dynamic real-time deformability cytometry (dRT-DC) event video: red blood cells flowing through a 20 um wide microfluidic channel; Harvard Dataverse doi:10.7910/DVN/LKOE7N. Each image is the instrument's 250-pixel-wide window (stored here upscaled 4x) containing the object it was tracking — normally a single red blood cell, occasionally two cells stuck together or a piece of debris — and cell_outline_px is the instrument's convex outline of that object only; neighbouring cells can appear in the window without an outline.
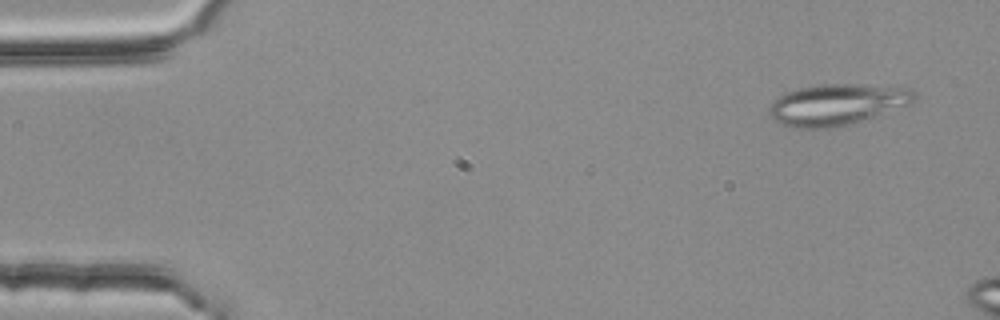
{"species": "common noctule bat (a hibernating species)", "species_latin": "Nyctalus noctula", "temperature_condition": "room temperature", "stored_images_in_passage": 3, "camera_frame_rate_fps": 3000, "um_per_image_px": 0.085, "animal": {"sex": "female", "body_mass_g": 25.1}, "frame": {"image": 1, "passage_image": 1, "time_ms": 0.0, "image_size_px": [1000, 320], "cell_outline_px": [[916, 100], [912, 104], [848, 124], [824, 128], [792, 128], [776, 120], [768, 112], [768, 108], [772, 100], [784, 92], [800, 88], [820, 84], [904, 84], [912, 88], [916, 92]], "centroid_in_image_um": [71.24, 8.83], "position_along_channel_um": 13.8, "area_um2": 35.43}}